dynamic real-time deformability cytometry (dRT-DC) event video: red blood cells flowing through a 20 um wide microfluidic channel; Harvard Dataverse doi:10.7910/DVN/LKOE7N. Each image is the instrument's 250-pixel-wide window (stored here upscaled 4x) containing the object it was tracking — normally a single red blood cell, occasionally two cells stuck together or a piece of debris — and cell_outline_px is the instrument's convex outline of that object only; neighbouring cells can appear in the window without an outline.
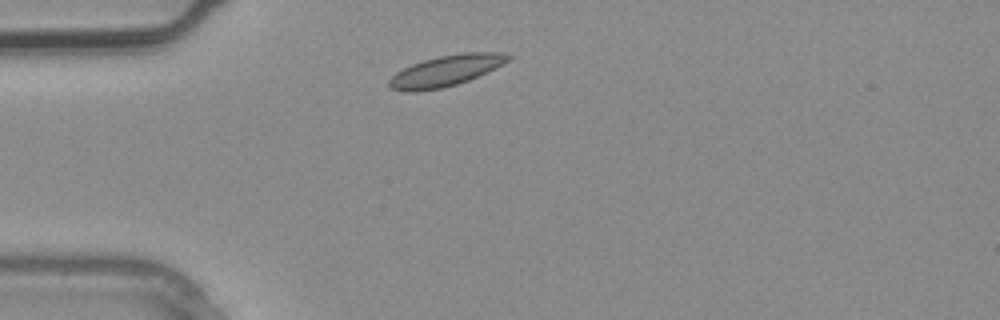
{"species": "common noctule bat (a hibernating species)", "species_latin": "Nyctalus noctula", "temperature_condition": "warm", "stored_images_in_passage": 1, "camera_frame_rate_fps": 3000, "um_per_image_px": 0.085, "animal": {"sex": "male", "body_mass_g": 20.4}, "frame": {"image": 1, "passage_image": 1, "time_ms": 0.0, "image_size_px": [1000, 320], "cell_outline_px": [[512, 56], [508, 60], [488, 72], [468, 80], [456, 84], [440, 88], [416, 92], [412, 92], [392, 88], [388, 84], [388, 80], [396, 72], [412, 64], [424, 60], [440, 56], [464, 52], [504, 52]], "centroid_in_image_um": [37.91, 6.0], "position_along_channel_um": 47.1, "area_um2": 21.15}}